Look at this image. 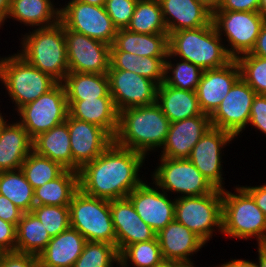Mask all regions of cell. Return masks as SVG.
<instances>
[{
  "label": "cell",
  "mask_w": 266,
  "mask_h": 267,
  "mask_svg": "<svg viewBox=\"0 0 266 267\" xmlns=\"http://www.w3.org/2000/svg\"><path fill=\"white\" fill-rule=\"evenodd\" d=\"M6 122H7V119H5L2 113L0 112V135L3 129V126Z\"/></svg>",
  "instance_id": "680465c9"
},
{
  "label": "cell",
  "mask_w": 266,
  "mask_h": 267,
  "mask_svg": "<svg viewBox=\"0 0 266 267\" xmlns=\"http://www.w3.org/2000/svg\"><path fill=\"white\" fill-rule=\"evenodd\" d=\"M32 212L44 225L51 238L70 227L69 206L35 205Z\"/></svg>",
  "instance_id": "b9f144b4"
},
{
  "label": "cell",
  "mask_w": 266,
  "mask_h": 267,
  "mask_svg": "<svg viewBox=\"0 0 266 267\" xmlns=\"http://www.w3.org/2000/svg\"><path fill=\"white\" fill-rule=\"evenodd\" d=\"M166 58L167 57H141L124 51H110L109 69L134 72L161 85L165 78Z\"/></svg>",
  "instance_id": "1f68e13d"
},
{
  "label": "cell",
  "mask_w": 266,
  "mask_h": 267,
  "mask_svg": "<svg viewBox=\"0 0 266 267\" xmlns=\"http://www.w3.org/2000/svg\"><path fill=\"white\" fill-rule=\"evenodd\" d=\"M85 237L69 227L53 237L38 255L39 267H73L82 253Z\"/></svg>",
  "instance_id": "d4e9b609"
},
{
  "label": "cell",
  "mask_w": 266,
  "mask_h": 267,
  "mask_svg": "<svg viewBox=\"0 0 266 267\" xmlns=\"http://www.w3.org/2000/svg\"><path fill=\"white\" fill-rule=\"evenodd\" d=\"M176 59L168 52L165 61L164 83L174 88L196 92L203 70L189 61Z\"/></svg>",
  "instance_id": "8d00e7d4"
},
{
  "label": "cell",
  "mask_w": 266,
  "mask_h": 267,
  "mask_svg": "<svg viewBox=\"0 0 266 267\" xmlns=\"http://www.w3.org/2000/svg\"><path fill=\"white\" fill-rule=\"evenodd\" d=\"M62 84L67 100L112 97L107 74L68 72Z\"/></svg>",
  "instance_id": "4dcf8cb0"
},
{
  "label": "cell",
  "mask_w": 266,
  "mask_h": 267,
  "mask_svg": "<svg viewBox=\"0 0 266 267\" xmlns=\"http://www.w3.org/2000/svg\"><path fill=\"white\" fill-rule=\"evenodd\" d=\"M69 115L103 128L112 138L118 129L119 112L112 97L67 100Z\"/></svg>",
  "instance_id": "cb8c5ba5"
},
{
  "label": "cell",
  "mask_w": 266,
  "mask_h": 267,
  "mask_svg": "<svg viewBox=\"0 0 266 267\" xmlns=\"http://www.w3.org/2000/svg\"><path fill=\"white\" fill-rule=\"evenodd\" d=\"M158 160L160 163L152 173L151 180L169 195L176 193L175 198L201 196L216 190L188 158L159 157Z\"/></svg>",
  "instance_id": "9c48e42d"
},
{
  "label": "cell",
  "mask_w": 266,
  "mask_h": 267,
  "mask_svg": "<svg viewBox=\"0 0 266 267\" xmlns=\"http://www.w3.org/2000/svg\"><path fill=\"white\" fill-rule=\"evenodd\" d=\"M0 246L6 252H15L16 225L0 219Z\"/></svg>",
  "instance_id": "c3c4849f"
},
{
  "label": "cell",
  "mask_w": 266,
  "mask_h": 267,
  "mask_svg": "<svg viewBox=\"0 0 266 267\" xmlns=\"http://www.w3.org/2000/svg\"><path fill=\"white\" fill-rule=\"evenodd\" d=\"M236 192L222 190V235L238 239L255 238L258 245H266V216L253 197L242 187Z\"/></svg>",
  "instance_id": "5b68a950"
},
{
  "label": "cell",
  "mask_w": 266,
  "mask_h": 267,
  "mask_svg": "<svg viewBox=\"0 0 266 267\" xmlns=\"http://www.w3.org/2000/svg\"><path fill=\"white\" fill-rule=\"evenodd\" d=\"M265 21L258 12L212 10V22L219 36L226 37L221 39L233 59L251 52Z\"/></svg>",
  "instance_id": "30bf717a"
},
{
  "label": "cell",
  "mask_w": 266,
  "mask_h": 267,
  "mask_svg": "<svg viewBox=\"0 0 266 267\" xmlns=\"http://www.w3.org/2000/svg\"><path fill=\"white\" fill-rule=\"evenodd\" d=\"M258 261L257 264L259 267H266V245H258Z\"/></svg>",
  "instance_id": "db71d44e"
},
{
  "label": "cell",
  "mask_w": 266,
  "mask_h": 267,
  "mask_svg": "<svg viewBox=\"0 0 266 267\" xmlns=\"http://www.w3.org/2000/svg\"><path fill=\"white\" fill-rule=\"evenodd\" d=\"M21 38L18 54L40 71L62 83L69 72L64 25L34 28Z\"/></svg>",
  "instance_id": "277c9868"
},
{
  "label": "cell",
  "mask_w": 266,
  "mask_h": 267,
  "mask_svg": "<svg viewBox=\"0 0 266 267\" xmlns=\"http://www.w3.org/2000/svg\"><path fill=\"white\" fill-rule=\"evenodd\" d=\"M110 51H124L137 56L167 57L168 34H141L118 29Z\"/></svg>",
  "instance_id": "83f0119b"
},
{
  "label": "cell",
  "mask_w": 266,
  "mask_h": 267,
  "mask_svg": "<svg viewBox=\"0 0 266 267\" xmlns=\"http://www.w3.org/2000/svg\"><path fill=\"white\" fill-rule=\"evenodd\" d=\"M138 0H105L104 8L117 29H126Z\"/></svg>",
  "instance_id": "7bdbcfd3"
},
{
  "label": "cell",
  "mask_w": 266,
  "mask_h": 267,
  "mask_svg": "<svg viewBox=\"0 0 266 267\" xmlns=\"http://www.w3.org/2000/svg\"><path fill=\"white\" fill-rule=\"evenodd\" d=\"M116 267L120 258L116 245L106 242L86 241L81 255L73 267Z\"/></svg>",
  "instance_id": "ab89813d"
},
{
  "label": "cell",
  "mask_w": 266,
  "mask_h": 267,
  "mask_svg": "<svg viewBox=\"0 0 266 267\" xmlns=\"http://www.w3.org/2000/svg\"><path fill=\"white\" fill-rule=\"evenodd\" d=\"M256 92L240 77L216 111L210 116L214 128L230 132L235 138L247 127Z\"/></svg>",
  "instance_id": "5bb4252c"
},
{
  "label": "cell",
  "mask_w": 266,
  "mask_h": 267,
  "mask_svg": "<svg viewBox=\"0 0 266 267\" xmlns=\"http://www.w3.org/2000/svg\"><path fill=\"white\" fill-rule=\"evenodd\" d=\"M235 137L225 130L211 127L194 145L188 159L201 174L216 188L224 190L223 161L224 148ZM223 150V151H222Z\"/></svg>",
  "instance_id": "9a60e30c"
},
{
  "label": "cell",
  "mask_w": 266,
  "mask_h": 267,
  "mask_svg": "<svg viewBox=\"0 0 266 267\" xmlns=\"http://www.w3.org/2000/svg\"><path fill=\"white\" fill-rule=\"evenodd\" d=\"M184 264L175 261H165L163 260L159 265L155 267H183Z\"/></svg>",
  "instance_id": "11a10c76"
},
{
  "label": "cell",
  "mask_w": 266,
  "mask_h": 267,
  "mask_svg": "<svg viewBox=\"0 0 266 267\" xmlns=\"http://www.w3.org/2000/svg\"><path fill=\"white\" fill-rule=\"evenodd\" d=\"M0 267H39V259L33 254L6 252L0 261Z\"/></svg>",
  "instance_id": "f6af8a7d"
},
{
  "label": "cell",
  "mask_w": 266,
  "mask_h": 267,
  "mask_svg": "<svg viewBox=\"0 0 266 267\" xmlns=\"http://www.w3.org/2000/svg\"><path fill=\"white\" fill-rule=\"evenodd\" d=\"M27 181L36 189L59 177L66 169L58 162L31 151L22 163Z\"/></svg>",
  "instance_id": "74e56055"
},
{
  "label": "cell",
  "mask_w": 266,
  "mask_h": 267,
  "mask_svg": "<svg viewBox=\"0 0 266 267\" xmlns=\"http://www.w3.org/2000/svg\"><path fill=\"white\" fill-rule=\"evenodd\" d=\"M157 103L170 123L203 114L196 92L174 88L164 82L158 86Z\"/></svg>",
  "instance_id": "f1b7e54d"
},
{
  "label": "cell",
  "mask_w": 266,
  "mask_h": 267,
  "mask_svg": "<svg viewBox=\"0 0 266 267\" xmlns=\"http://www.w3.org/2000/svg\"><path fill=\"white\" fill-rule=\"evenodd\" d=\"M6 253V251L0 246V261L3 258V255Z\"/></svg>",
  "instance_id": "94428289"
},
{
  "label": "cell",
  "mask_w": 266,
  "mask_h": 267,
  "mask_svg": "<svg viewBox=\"0 0 266 267\" xmlns=\"http://www.w3.org/2000/svg\"><path fill=\"white\" fill-rule=\"evenodd\" d=\"M33 151L73 170V156L68 124L66 122L39 134L33 139Z\"/></svg>",
  "instance_id": "f546056e"
},
{
  "label": "cell",
  "mask_w": 266,
  "mask_h": 267,
  "mask_svg": "<svg viewBox=\"0 0 266 267\" xmlns=\"http://www.w3.org/2000/svg\"><path fill=\"white\" fill-rule=\"evenodd\" d=\"M69 72L107 74L111 46L64 27Z\"/></svg>",
  "instance_id": "4fadbf2b"
},
{
  "label": "cell",
  "mask_w": 266,
  "mask_h": 267,
  "mask_svg": "<svg viewBox=\"0 0 266 267\" xmlns=\"http://www.w3.org/2000/svg\"><path fill=\"white\" fill-rule=\"evenodd\" d=\"M170 197L166 192L159 190L156 184L154 187V182L148 184L147 180L127 196L140 218L156 233L174 221L175 197L172 200Z\"/></svg>",
  "instance_id": "e0dca14e"
},
{
  "label": "cell",
  "mask_w": 266,
  "mask_h": 267,
  "mask_svg": "<svg viewBox=\"0 0 266 267\" xmlns=\"http://www.w3.org/2000/svg\"><path fill=\"white\" fill-rule=\"evenodd\" d=\"M174 220L208 243L215 231L222 233V190L175 198Z\"/></svg>",
  "instance_id": "ba28073f"
},
{
  "label": "cell",
  "mask_w": 266,
  "mask_h": 267,
  "mask_svg": "<svg viewBox=\"0 0 266 267\" xmlns=\"http://www.w3.org/2000/svg\"><path fill=\"white\" fill-rule=\"evenodd\" d=\"M183 267H196V266H195V264H191V265H184Z\"/></svg>",
  "instance_id": "6125c7cd"
},
{
  "label": "cell",
  "mask_w": 266,
  "mask_h": 267,
  "mask_svg": "<svg viewBox=\"0 0 266 267\" xmlns=\"http://www.w3.org/2000/svg\"><path fill=\"white\" fill-rule=\"evenodd\" d=\"M127 29L141 34H168L159 0H138Z\"/></svg>",
  "instance_id": "d590c367"
},
{
  "label": "cell",
  "mask_w": 266,
  "mask_h": 267,
  "mask_svg": "<svg viewBox=\"0 0 266 267\" xmlns=\"http://www.w3.org/2000/svg\"><path fill=\"white\" fill-rule=\"evenodd\" d=\"M250 54L266 59V21L261 27L256 43Z\"/></svg>",
  "instance_id": "f907efd6"
},
{
  "label": "cell",
  "mask_w": 266,
  "mask_h": 267,
  "mask_svg": "<svg viewBox=\"0 0 266 267\" xmlns=\"http://www.w3.org/2000/svg\"><path fill=\"white\" fill-rule=\"evenodd\" d=\"M33 150V139L18 122L7 121L0 135V171L21 169Z\"/></svg>",
  "instance_id": "484cf974"
},
{
  "label": "cell",
  "mask_w": 266,
  "mask_h": 267,
  "mask_svg": "<svg viewBox=\"0 0 266 267\" xmlns=\"http://www.w3.org/2000/svg\"><path fill=\"white\" fill-rule=\"evenodd\" d=\"M211 127L210 116L204 113L170 123L161 155L158 156L172 159L188 158L194 145Z\"/></svg>",
  "instance_id": "ffe728a7"
},
{
  "label": "cell",
  "mask_w": 266,
  "mask_h": 267,
  "mask_svg": "<svg viewBox=\"0 0 266 267\" xmlns=\"http://www.w3.org/2000/svg\"><path fill=\"white\" fill-rule=\"evenodd\" d=\"M212 8L216 7L221 0H205Z\"/></svg>",
  "instance_id": "91938a15"
},
{
  "label": "cell",
  "mask_w": 266,
  "mask_h": 267,
  "mask_svg": "<svg viewBox=\"0 0 266 267\" xmlns=\"http://www.w3.org/2000/svg\"><path fill=\"white\" fill-rule=\"evenodd\" d=\"M69 114L65 87L57 83L48 92L35 101L25 104L17 110V120L34 139L39 134L64 123Z\"/></svg>",
  "instance_id": "8fae6325"
},
{
  "label": "cell",
  "mask_w": 266,
  "mask_h": 267,
  "mask_svg": "<svg viewBox=\"0 0 266 267\" xmlns=\"http://www.w3.org/2000/svg\"><path fill=\"white\" fill-rule=\"evenodd\" d=\"M249 125L255 127L256 130L258 129L266 136V95L256 94L254 97L247 127Z\"/></svg>",
  "instance_id": "ee69618b"
},
{
  "label": "cell",
  "mask_w": 266,
  "mask_h": 267,
  "mask_svg": "<svg viewBox=\"0 0 266 267\" xmlns=\"http://www.w3.org/2000/svg\"><path fill=\"white\" fill-rule=\"evenodd\" d=\"M110 211L119 254L128 245L156 237V232L140 218L128 198L110 200Z\"/></svg>",
  "instance_id": "d6986e66"
},
{
  "label": "cell",
  "mask_w": 266,
  "mask_h": 267,
  "mask_svg": "<svg viewBox=\"0 0 266 267\" xmlns=\"http://www.w3.org/2000/svg\"><path fill=\"white\" fill-rule=\"evenodd\" d=\"M68 124L73 170L79 169L97 158L112 142L113 138L101 127L71 117L65 121Z\"/></svg>",
  "instance_id": "ac0fdd59"
},
{
  "label": "cell",
  "mask_w": 266,
  "mask_h": 267,
  "mask_svg": "<svg viewBox=\"0 0 266 267\" xmlns=\"http://www.w3.org/2000/svg\"><path fill=\"white\" fill-rule=\"evenodd\" d=\"M60 22L69 30L110 46L113 44L118 30L104 6L79 1H68L67 4L65 2V5L60 7Z\"/></svg>",
  "instance_id": "7c38bea8"
},
{
  "label": "cell",
  "mask_w": 266,
  "mask_h": 267,
  "mask_svg": "<svg viewBox=\"0 0 266 267\" xmlns=\"http://www.w3.org/2000/svg\"><path fill=\"white\" fill-rule=\"evenodd\" d=\"M110 95L118 112L157 102L158 84L127 70H108Z\"/></svg>",
  "instance_id": "2e32d148"
},
{
  "label": "cell",
  "mask_w": 266,
  "mask_h": 267,
  "mask_svg": "<svg viewBox=\"0 0 266 267\" xmlns=\"http://www.w3.org/2000/svg\"><path fill=\"white\" fill-rule=\"evenodd\" d=\"M51 239L44 225L32 211L23 213L16 226L15 252L38 256Z\"/></svg>",
  "instance_id": "836d02e7"
},
{
  "label": "cell",
  "mask_w": 266,
  "mask_h": 267,
  "mask_svg": "<svg viewBox=\"0 0 266 267\" xmlns=\"http://www.w3.org/2000/svg\"><path fill=\"white\" fill-rule=\"evenodd\" d=\"M23 211L12 203L7 197L0 194V219L15 224L21 220Z\"/></svg>",
  "instance_id": "7dc6e473"
},
{
  "label": "cell",
  "mask_w": 266,
  "mask_h": 267,
  "mask_svg": "<svg viewBox=\"0 0 266 267\" xmlns=\"http://www.w3.org/2000/svg\"><path fill=\"white\" fill-rule=\"evenodd\" d=\"M168 35L184 29L207 26L212 7L205 0H159Z\"/></svg>",
  "instance_id": "603a6c76"
},
{
  "label": "cell",
  "mask_w": 266,
  "mask_h": 267,
  "mask_svg": "<svg viewBox=\"0 0 266 267\" xmlns=\"http://www.w3.org/2000/svg\"><path fill=\"white\" fill-rule=\"evenodd\" d=\"M69 1H79L86 4L96 5V6H104L105 0H69Z\"/></svg>",
  "instance_id": "9f6ffc18"
},
{
  "label": "cell",
  "mask_w": 266,
  "mask_h": 267,
  "mask_svg": "<svg viewBox=\"0 0 266 267\" xmlns=\"http://www.w3.org/2000/svg\"><path fill=\"white\" fill-rule=\"evenodd\" d=\"M0 83L5 86L17 111L48 92L58 82L14 53L7 57L0 56Z\"/></svg>",
  "instance_id": "8992f818"
},
{
  "label": "cell",
  "mask_w": 266,
  "mask_h": 267,
  "mask_svg": "<svg viewBox=\"0 0 266 267\" xmlns=\"http://www.w3.org/2000/svg\"><path fill=\"white\" fill-rule=\"evenodd\" d=\"M156 236L163 260L184 265L194 264L192 256L206 244L196 233L175 220L156 233Z\"/></svg>",
  "instance_id": "7402d4cb"
},
{
  "label": "cell",
  "mask_w": 266,
  "mask_h": 267,
  "mask_svg": "<svg viewBox=\"0 0 266 267\" xmlns=\"http://www.w3.org/2000/svg\"><path fill=\"white\" fill-rule=\"evenodd\" d=\"M258 13L266 20V0H260Z\"/></svg>",
  "instance_id": "6f0895ef"
},
{
  "label": "cell",
  "mask_w": 266,
  "mask_h": 267,
  "mask_svg": "<svg viewBox=\"0 0 266 267\" xmlns=\"http://www.w3.org/2000/svg\"><path fill=\"white\" fill-rule=\"evenodd\" d=\"M119 258L122 267H155L163 261L157 236L149 241L128 245Z\"/></svg>",
  "instance_id": "f35d334b"
},
{
  "label": "cell",
  "mask_w": 266,
  "mask_h": 267,
  "mask_svg": "<svg viewBox=\"0 0 266 267\" xmlns=\"http://www.w3.org/2000/svg\"><path fill=\"white\" fill-rule=\"evenodd\" d=\"M52 0H11L7 18L34 28L49 27L60 21V8Z\"/></svg>",
  "instance_id": "4316f807"
},
{
  "label": "cell",
  "mask_w": 266,
  "mask_h": 267,
  "mask_svg": "<svg viewBox=\"0 0 266 267\" xmlns=\"http://www.w3.org/2000/svg\"><path fill=\"white\" fill-rule=\"evenodd\" d=\"M11 0H0V28L4 25L9 11Z\"/></svg>",
  "instance_id": "f5cc1de1"
},
{
  "label": "cell",
  "mask_w": 266,
  "mask_h": 267,
  "mask_svg": "<svg viewBox=\"0 0 266 267\" xmlns=\"http://www.w3.org/2000/svg\"><path fill=\"white\" fill-rule=\"evenodd\" d=\"M260 0H221L212 10L258 12Z\"/></svg>",
  "instance_id": "bcb514c9"
},
{
  "label": "cell",
  "mask_w": 266,
  "mask_h": 267,
  "mask_svg": "<svg viewBox=\"0 0 266 267\" xmlns=\"http://www.w3.org/2000/svg\"><path fill=\"white\" fill-rule=\"evenodd\" d=\"M70 227L78 230L86 241L116 245V234L110 201L85 194L78 189L69 204Z\"/></svg>",
  "instance_id": "52a82bcc"
},
{
  "label": "cell",
  "mask_w": 266,
  "mask_h": 267,
  "mask_svg": "<svg viewBox=\"0 0 266 267\" xmlns=\"http://www.w3.org/2000/svg\"><path fill=\"white\" fill-rule=\"evenodd\" d=\"M239 78L240 69L235 59L221 68L204 70L196 89L202 112L211 116Z\"/></svg>",
  "instance_id": "44dd1931"
},
{
  "label": "cell",
  "mask_w": 266,
  "mask_h": 267,
  "mask_svg": "<svg viewBox=\"0 0 266 267\" xmlns=\"http://www.w3.org/2000/svg\"><path fill=\"white\" fill-rule=\"evenodd\" d=\"M255 200L256 205L266 216V184L258 186H242Z\"/></svg>",
  "instance_id": "681fc988"
},
{
  "label": "cell",
  "mask_w": 266,
  "mask_h": 267,
  "mask_svg": "<svg viewBox=\"0 0 266 267\" xmlns=\"http://www.w3.org/2000/svg\"><path fill=\"white\" fill-rule=\"evenodd\" d=\"M213 22L195 29H184L168 35V52L195 64L203 71L221 68L233 58L228 54Z\"/></svg>",
  "instance_id": "3957f363"
},
{
  "label": "cell",
  "mask_w": 266,
  "mask_h": 267,
  "mask_svg": "<svg viewBox=\"0 0 266 267\" xmlns=\"http://www.w3.org/2000/svg\"><path fill=\"white\" fill-rule=\"evenodd\" d=\"M0 194L7 197L24 213L35 206L34 188L21 169L0 171Z\"/></svg>",
  "instance_id": "e575fe53"
},
{
  "label": "cell",
  "mask_w": 266,
  "mask_h": 267,
  "mask_svg": "<svg viewBox=\"0 0 266 267\" xmlns=\"http://www.w3.org/2000/svg\"><path fill=\"white\" fill-rule=\"evenodd\" d=\"M146 158L112 142L97 158L79 169V189L109 201L127 198L144 181L139 172Z\"/></svg>",
  "instance_id": "6da1fadb"
},
{
  "label": "cell",
  "mask_w": 266,
  "mask_h": 267,
  "mask_svg": "<svg viewBox=\"0 0 266 267\" xmlns=\"http://www.w3.org/2000/svg\"><path fill=\"white\" fill-rule=\"evenodd\" d=\"M213 267H259L258 264L254 261L244 260V259H230L229 262H224L221 265Z\"/></svg>",
  "instance_id": "816d5d0a"
},
{
  "label": "cell",
  "mask_w": 266,
  "mask_h": 267,
  "mask_svg": "<svg viewBox=\"0 0 266 267\" xmlns=\"http://www.w3.org/2000/svg\"><path fill=\"white\" fill-rule=\"evenodd\" d=\"M169 126L170 121L157 102L126 108L119 112L118 129L113 142L146 157L149 151L156 152L162 148Z\"/></svg>",
  "instance_id": "7a4b0ae2"
},
{
  "label": "cell",
  "mask_w": 266,
  "mask_h": 267,
  "mask_svg": "<svg viewBox=\"0 0 266 267\" xmlns=\"http://www.w3.org/2000/svg\"><path fill=\"white\" fill-rule=\"evenodd\" d=\"M240 77L256 92L266 95V59L250 53L237 57Z\"/></svg>",
  "instance_id": "60d3db41"
},
{
  "label": "cell",
  "mask_w": 266,
  "mask_h": 267,
  "mask_svg": "<svg viewBox=\"0 0 266 267\" xmlns=\"http://www.w3.org/2000/svg\"><path fill=\"white\" fill-rule=\"evenodd\" d=\"M78 189V172L66 169L56 179L34 189V202L35 205L69 206Z\"/></svg>",
  "instance_id": "d6a6232c"
}]
</instances>
